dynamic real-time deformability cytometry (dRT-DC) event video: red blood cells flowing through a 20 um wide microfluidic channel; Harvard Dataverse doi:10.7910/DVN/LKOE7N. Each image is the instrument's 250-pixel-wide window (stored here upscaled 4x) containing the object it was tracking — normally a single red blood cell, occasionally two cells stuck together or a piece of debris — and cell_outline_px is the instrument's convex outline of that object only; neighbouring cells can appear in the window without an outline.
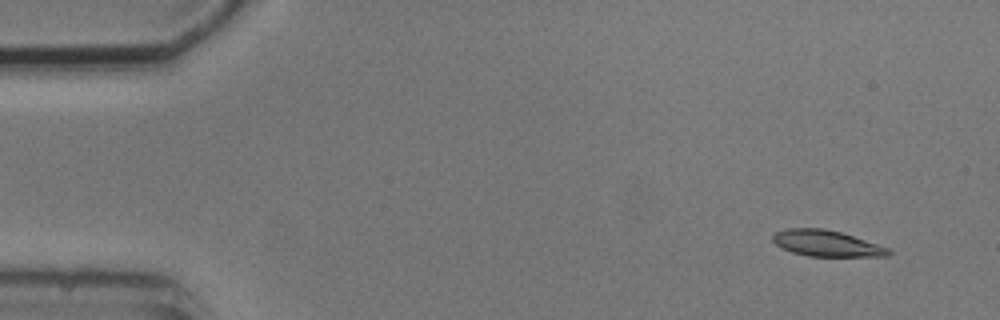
{"species": "common noctule bat (a hibernating species)", "species_latin": "Nyctalus noctula", "temperature_condition": "cold", "stored_images_in_passage": 4, "camera_frame_rate_fps": 3000, "um_per_image_px": 0.085, "animal": {"sex": "male", "body_mass_g": 20.5, "forearm_length_mm": 52.5}, "frame": {"image": 1, "passage_image": 2, "time_ms": 1.0, "image_size_px": [1000, 320], "cell_outline_px": [[892, 252], [888, 256], [808, 256], [792, 252], [776, 244], [772, 240], [772, 236], [776, 232], [788, 228], [824, 228], [840, 232], [888, 248]], "centroid_in_image_um": [70.23, 20.68], "position_along_channel_um": 14.8, "area_um2": 17.28}}